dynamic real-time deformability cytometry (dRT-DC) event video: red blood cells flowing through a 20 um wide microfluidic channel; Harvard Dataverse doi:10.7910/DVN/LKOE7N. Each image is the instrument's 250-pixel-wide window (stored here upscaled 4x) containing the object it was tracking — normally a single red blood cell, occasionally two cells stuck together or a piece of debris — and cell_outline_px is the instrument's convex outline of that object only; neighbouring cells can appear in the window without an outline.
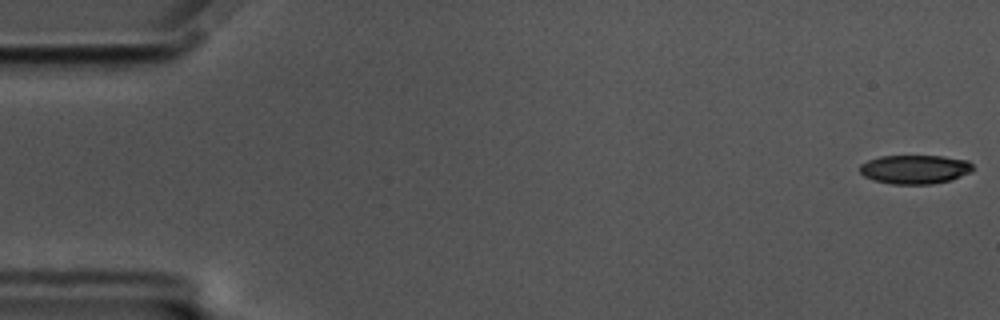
{"species": "common noctule bat (a hibernating species)", "species_latin": "Nyctalus noctula", "temperature_condition": "cold", "stored_images_in_passage": 58, "camera_frame_rate_fps": 3000, "um_per_image_px": 0.085, "animal": {"sex": "male", "body_mass_g": 17.5, "forearm_length_mm": 52.3}, "frame": {"image": 1, "passage_image": 1, "time_ms": 0.0, "image_size_px": [1000, 320], "cell_outline_px": [[972, 172], [948, 180], [932, 184], [892, 184], [872, 180], [864, 176], [860, 172], [860, 164], [868, 160], [880, 156], [944, 156], [968, 160], [972, 164]], "centroid_in_image_um": [77.75, 14.39], "position_along_channel_um": 7.3, "area_um2": 19.07}}
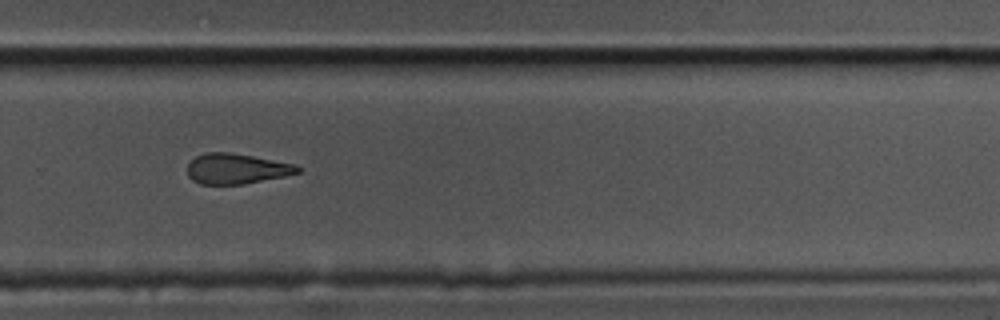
{"frame": {"image": 2, "passage_image": 39, "time_ms": 12.667, "image_size_px": [1000, 320], "cell_outline_px": [[300, 172], [284, 176], [244, 184], [200, 184], [192, 180], [188, 176], [188, 164], [196, 156], [204, 152], [232, 152], [292, 164], [300, 168]], "centroid_in_image_um": [20.05, 14.34], "position_along_channel_um": 309.8, "area_um2": 19.31}}
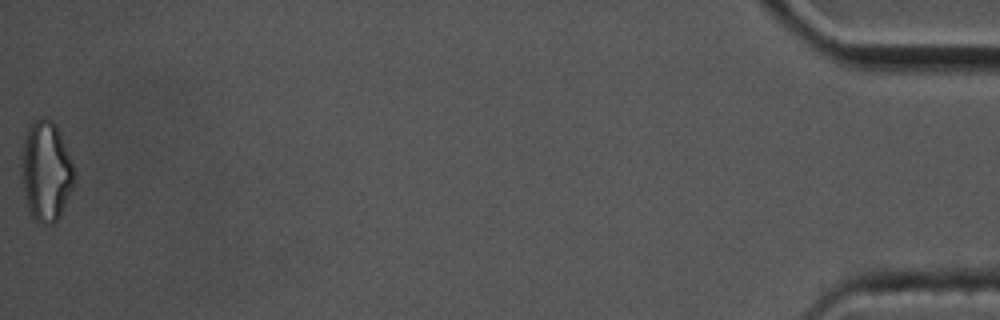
{"frame": {"image": 3, "passage_image": 58, "time_ms": 19.0, "image_size_px": [1000, 320], "cell_outline_px": [[76, 180], [56, 224], [40, 224], [32, 216], [28, 208], [20, 176], [20, 152], [24, 136], [28, 124], [32, 120], [40, 116], [44, 116], [52, 120], [56, 124], [60, 132], [76, 172]], "centroid_in_image_um": [3.89, 14.5], "position_along_channel_um": 431.3, "area_um2": 31.79}, "authors_computed_cell_mechanics": {"area_um2": 21.2126, "velocity_mm_per_s": 3.4889, "shape_relaxation_time_tau1_ms": 4.0741, "shape_relaxation_time_tau2_ms": 4.9292, "deformation_change_tau1": 0.1528, "deformation_change_tau2": 0.1584}}